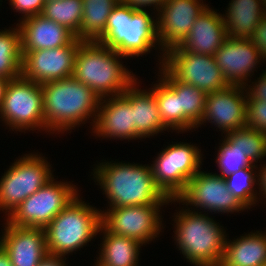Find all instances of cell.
<instances>
[{
  "instance_id": "cell-37",
  "label": "cell",
  "mask_w": 266,
  "mask_h": 266,
  "mask_svg": "<svg viewBox=\"0 0 266 266\" xmlns=\"http://www.w3.org/2000/svg\"><path fill=\"white\" fill-rule=\"evenodd\" d=\"M255 47L260 51V54L266 61V14L261 18L259 24L254 30V33L249 38Z\"/></svg>"
},
{
  "instance_id": "cell-39",
  "label": "cell",
  "mask_w": 266,
  "mask_h": 266,
  "mask_svg": "<svg viewBox=\"0 0 266 266\" xmlns=\"http://www.w3.org/2000/svg\"><path fill=\"white\" fill-rule=\"evenodd\" d=\"M65 256L53 255L47 253L38 263L37 266H67Z\"/></svg>"
},
{
  "instance_id": "cell-42",
  "label": "cell",
  "mask_w": 266,
  "mask_h": 266,
  "mask_svg": "<svg viewBox=\"0 0 266 266\" xmlns=\"http://www.w3.org/2000/svg\"><path fill=\"white\" fill-rule=\"evenodd\" d=\"M7 83H8V80L0 78V110L2 107L4 92H5Z\"/></svg>"
},
{
  "instance_id": "cell-23",
  "label": "cell",
  "mask_w": 266,
  "mask_h": 266,
  "mask_svg": "<svg viewBox=\"0 0 266 266\" xmlns=\"http://www.w3.org/2000/svg\"><path fill=\"white\" fill-rule=\"evenodd\" d=\"M228 237L219 266H266V230Z\"/></svg>"
},
{
  "instance_id": "cell-9",
  "label": "cell",
  "mask_w": 266,
  "mask_h": 266,
  "mask_svg": "<svg viewBox=\"0 0 266 266\" xmlns=\"http://www.w3.org/2000/svg\"><path fill=\"white\" fill-rule=\"evenodd\" d=\"M0 119L12 131H45L42 84L22 76L8 80Z\"/></svg>"
},
{
  "instance_id": "cell-17",
  "label": "cell",
  "mask_w": 266,
  "mask_h": 266,
  "mask_svg": "<svg viewBox=\"0 0 266 266\" xmlns=\"http://www.w3.org/2000/svg\"><path fill=\"white\" fill-rule=\"evenodd\" d=\"M216 64L229 85L250 84L255 69L264 60L249 38L228 37L214 53ZM251 75V76H250ZM249 80V81H248Z\"/></svg>"
},
{
  "instance_id": "cell-4",
  "label": "cell",
  "mask_w": 266,
  "mask_h": 266,
  "mask_svg": "<svg viewBox=\"0 0 266 266\" xmlns=\"http://www.w3.org/2000/svg\"><path fill=\"white\" fill-rule=\"evenodd\" d=\"M127 57L97 41H82L74 58L73 77L100 98L123 94L138 78L124 66ZM121 60V61H120Z\"/></svg>"
},
{
  "instance_id": "cell-29",
  "label": "cell",
  "mask_w": 266,
  "mask_h": 266,
  "mask_svg": "<svg viewBox=\"0 0 266 266\" xmlns=\"http://www.w3.org/2000/svg\"><path fill=\"white\" fill-rule=\"evenodd\" d=\"M20 30L9 27L0 31V78L12 80L21 76Z\"/></svg>"
},
{
  "instance_id": "cell-36",
  "label": "cell",
  "mask_w": 266,
  "mask_h": 266,
  "mask_svg": "<svg viewBox=\"0 0 266 266\" xmlns=\"http://www.w3.org/2000/svg\"><path fill=\"white\" fill-rule=\"evenodd\" d=\"M254 81H252L250 85H244L247 93V100L266 101V69L265 71L263 70V73Z\"/></svg>"
},
{
  "instance_id": "cell-32",
  "label": "cell",
  "mask_w": 266,
  "mask_h": 266,
  "mask_svg": "<svg viewBox=\"0 0 266 266\" xmlns=\"http://www.w3.org/2000/svg\"><path fill=\"white\" fill-rule=\"evenodd\" d=\"M224 136L254 164L266 158V133L245 126Z\"/></svg>"
},
{
  "instance_id": "cell-12",
  "label": "cell",
  "mask_w": 266,
  "mask_h": 266,
  "mask_svg": "<svg viewBox=\"0 0 266 266\" xmlns=\"http://www.w3.org/2000/svg\"><path fill=\"white\" fill-rule=\"evenodd\" d=\"M162 206L136 205L101 210V226L109 233L149 244L159 237L163 226Z\"/></svg>"
},
{
  "instance_id": "cell-20",
  "label": "cell",
  "mask_w": 266,
  "mask_h": 266,
  "mask_svg": "<svg viewBox=\"0 0 266 266\" xmlns=\"http://www.w3.org/2000/svg\"><path fill=\"white\" fill-rule=\"evenodd\" d=\"M228 38L221 13L209 6L195 20L184 40L170 49H183L196 54L214 55Z\"/></svg>"
},
{
  "instance_id": "cell-8",
  "label": "cell",
  "mask_w": 266,
  "mask_h": 266,
  "mask_svg": "<svg viewBox=\"0 0 266 266\" xmlns=\"http://www.w3.org/2000/svg\"><path fill=\"white\" fill-rule=\"evenodd\" d=\"M202 156L199 146L191 142L168 144L150 163L155 184L169 199H176L202 169Z\"/></svg>"
},
{
  "instance_id": "cell-40",
  "label": "cell",
  "mask_w": 266,
  "mask_h": 266,
  "mask_svg": "<svg viewBox=\"0 0 266 266\" xmlns=\"http://www.w3.org/2000/svg\"><path fill=\"white\" fill-rule=\"evenodd\" d=\"M260 165L261 166L258 167L259 169H258V187H257V189H259L258 193L259 201L260 199L262 200V196L263 199L265 198L266 200V163Z\"/></svg>"
},
{
  "instance_id": "cell-41",
  "label": "cell",
  "mask_w": 266,
  "mask_h": 266,
  "mask_svg": "<svg viewBox=\"0 0 266 266\" xmlns=\"http://www.w3.org/2000/svg\"><path fill=\"white\" fill-rule=\"evenodd\" d=\"M0 266H12L8 253L0 245Z\"/></svg>"
},
{
  "instance_id": "cell-11",
  "label": "cell",
  "mask_w": 266,
  "mask_h": 266,
  "mask_svg": "<svg viewBox=\"0 0 266 266\" xmlns=\"http://www.w3.org/2000/svg\"><path fill=\"white\" fill-rule=\"evenodd\" d=\"M175 202L179 203V205H186L188 210L194 209V212H207V214H213L214 212V214L227 213L228 215L229 213L248 211L230 192L224 177L218 175V173L212 174V172L204 170H200L188 182L186 189L176 199L169 200L171 204H175Z\"/></svg>"
},
{
  "instance_id": "cell-38",
  "label": "cell",
  "mask_w": 266,
  "mask_h": 266,
  "mask_svg": "<svg viewBox=\"0 0 266 266\" xmlns=\"http://www.w3.org/2000/svg\"><path fill=\"white\" fill-rule=\"evenodd\" d=\"M164 1L165 0H125L124 2L137 9H146L147 6L149 8L153 6L151 9H156L155 12H157Z\"/></svg>"
},
{
  "instance_id": "cell-35",
  "label": "cell",
  "mask_w": 266,
  "mask_h": 266,
  "mask_svg": "<svg viewBox=\"0 0 266 266\" xmlns=\"http://www.w3.org/2000/svg\"><path fill=\"white\" fill-rule=\"evenodd\" d=\"M46 0H9V5L16 12L21 13L22 21L26 18L33 17L42 13Z\"/></svg>"
},
{
  "instance_id": "cell-21",
  "label": "cell",
  "mask_w": 266,
  "mask_h": 266,
  "mask_svg": "<svg viewBox=\"0 0 266 266\" xmlns=\"http://www.w3.org/2000/svg\"><path fill=\"white\" fill-rule=\"evenodd\" d=\"M21 51L53 49L69 45L76 36L65 26L39 14L19 20Z\"/></svg>"
},
{
  "instance_id": "cell-2",
  "label": "cell",
  "mask_w": 266,
  "mask_h": 266,
  "mask_svg": "<svg viewBox=\"0 0 266 266\" xmlns=\"http://www.w3.org/2000/svg\"><path fill=\"white\" fill-rule=\"evenodd\" d=\"M42 93L45 133H71L91 119L93 129L101 98L90 87L72 76L43 83Z\"/></svg>"
},
{
  "instance_id": "cell-10",
  "label": "cell",
  "mask_w": 266,
  "mask_h": 266,
  "mask_svg": "<svg viewBox=\"0 0 266 266\" xmlns=\"http://www.w3.org/2000/svg\"><path fill=\"white\" fill-rule=\"evenodd\" d=\"M55 180L27 197L5 220L14 226L44 229L79 194L70 181Z\"/></svg>"
},
{
  "instance_id": "cell-28",
  "label": "cell",
  "mask_w": 266,
  "mask_h": 266,
  "mask_svg": "<svg viewBox=\"0 0 266 266\" xmlns=\"http://www.w3.org/2000/svg\"><path fill=\"white\" fill-rule=\"evenodd\" d=\"M83 18L80 32L76 36L81 41H97L104 33L108 17L118 0H82Z\"/></svg>"
},
{
  "instance_id": "cell-27",
  "label": "cell",
  "mask_w": 266,
  "mask_h": 266,
  "mask_svg": "<svg viewBox=\"0 0 266 266\" xmlns=\"http://www.w3.org/2000/svg\"><path fill=\"white\" fill-rule=\"evenodd\" d=\"M151 88L155 95L157 106L160 113V118L163 124L173 130L171 133H185L195 128L179 113V104L176 92L159 76ZM153 87V88H152Z\"/></svg>"
},
{
  "instance_id": "cell-24",
  "label": "cell",
  "mask_w": 266,
  "mask_h": 266,
  "mask_svg": "<svg viewBox=\"0 0 266 266\" xmlns=\"http://www.w3.org/2000/svg\"><path fill=\"white\" fill-rule=\"evenodd\" d=\"M222 14L228 37L250 38L266 14L263 0H231Z\"/></svg>"
},
{
  "instance_id": "cell-15",
  "label": "cell",
  "mask_w": 266,
  "mask_h": 266,
  "mask_svg": "<svg viewBox=\"0 0 266 266\" xmlns=\"http://www.w3.org/2000/svg\"><path fill=\"white\" fill-rule=\"evenodd\" d=\"M208 7L203 0H165L156 14L157 34L164 52L178 46Z\"/></svg>"
},
{
  "instance_id": "cell-14",
  "label": "cell",
  "mask_w": 266,
  "mask_h": 266,
  "mask_svg": "<svg viewBox=\"0 0 266 266\" xmlns=\"http://www.w3.org/2000/svg\"><path fill=\"white\" fill-rule=\"evenodd\" d=\"M81 42L75 38L63 47L21 51V76L38 84L72 77L74 58Z\"/></svg>"
},
{
  "instance_id": "cell-16",
  "label": "cell",
  "mask_w": 266,
  "mask_h": 266,
  "mask_svg": "<svg viewBox=\"0 0 266 266\" xmlns=\"http://www.w3.org/2000/svg\"><path fill=\"white\" fill-rule=\"evenodd\" d=\"M247 93L244 86L229 85L221 91L208 93L205 111L198 127L211 123L222 135L246 126Z\"/></svg>"
},
{
  "instance_id": "cell-1",
  "label": "cell",
  "mask_w": 266,
  "mask_h": 266,
  "mask_svg": "<svg viewBox=\"0 0 266 266\" xmlns=\"http://www.w3.org/2000/svg\"><path fill=\"white\" fill-rule=\"evenodd\" d=\"M91 173L106 195L109 208L169 205L170 199L155 184L149 164L111 160L99 162Z\"/></svg>"
},
{
  "instance_id": "cell-34",
  "label": "cell",
  "mask_w": 266,
  "mask_h": 266,
  "mask_svg": "<svg viewBox=\"0 0 266 266\" xmlns=\"http://www.w3.org/2000/svg\"><path fill=\"white\" fill-rule=\"evenodd\" d=\"M246 126L266 133V101L247 100Z\"/></svg>"
},
{
  "instance_id": "cell-43",
  "label": "cell",
  "mask_w": 266,
  "mask_h": 266,
  "mask_svg": "<svg viewBox=\"0 0 266 266\" xmlns=\"http://www.w3.org/2000/svg\"><path fill=\"white\" fill-rule=\"evenodd\" d=\"M263 4H264L265 12H266V0H263Z\"/></svg>"
},
{
  "instance_id": "cell-25",
  "label": "cell",
  "mask_w": 266,
  "mask_h": 266,
  "mask_svg": "<svg viewBox=\"0 0 266 266\" xmlns=\"http://www.w3.org/2000/svg\"><path fill=\"white\" fill-rule=\"evenodd\" d=\"M98 234L103 237L100 244V253L96 257L98 266H138L141 246L139 241L129 237L107 232L102 226Z\"/></svg>"
},
{
  "instance_id": "cell-5",
  "label": "cell",
  "mask_w": 266,
  "mask_h": 266,
  "mask_svg": "<svg viewBox=\"0 0 266 266\" xmlns=\"http://www.w3.org/2000/svg\"><path fill=\"white\" fill-rule=\"evenodd\" d=\"M172 217L174 241L187 262L193 266H219L228 236L222 225L207 213L185 206Z\"/></svg>"
},
{
  "instance_id": "cell-30",
  "label": "cell",
  "mask_w": 266,
  "mask_h": 266,
  "mask_svg": "<svg viewBox=\"0 0 266 266\" xmlns=\"http://www.w3.org/2000/svg\"><path fill=\"white\" fill-rule=\"evenodd\" d=\"M47 19L65 26L75 36L80 32L83 18L82 0H54L47 1L41 13Z\"/></svg>"
},
{
  "instance_id": "cell-3",
  "label": "cell",
  "mask_w": 266,
  "mask_h": 266,
  "mask_svg": "<svg viewBox=\"0 0 266 266\" xmlns=\"http://www.w3.org/2000/svg\"><path fill=\"white\" fill-rule=\"evenodd\" d=\"M148 12L146 9H137L124 1H119L108 17L105 33L97 42L127 58L143 56L154 48L158 49V65L161 67L165 52L158 40L155 18L157 12H154V17Z\"/></svg>"
},
{
  "instance_id": "cell-26",
  "label": "cell",
  "mask_w": 266,
  "mask_h": 266,
  "mask_svg": "<svg viewBox=\"0 0 266 266\" xmlns=\"http://www.w3.org/2000/svg\"><path fill=\"white\" fill-rule=\"evenodd\" d=\"M160 76L177 94L179 113L196 129L203 118L207 93L178 81L163 65L158 67Z\"/></svg>"
},
{
  "instance_id": "cell-31",
  "label": "cell",
  "mask_w": 266,
  "mask_h": 266,
  "mask_svg": "<svg viewBox=\"0 0 266 266\" xmlns=\"http://www.w3.org/2000/svg\"><path fill=\"white\" fill-rule=\"evenodd\" d=\"M250 166L224 177L230 192L249 210L257 206L259 197L257 196L256 185H258V167ZM255 170V171H254ZM256 184V185H255ZM256 189V190H255Z\"/></svg>"
},
{
  "instance_id": "cell-33",
  "label": "cell",
  "mask_w": 266,
  "mask_h": 266,
  "mask_svg": "<svg viewBox=\"0 0 266 266\" xmlns=\"http://www.w3.org/2000/svg\"><path fill=\"white\" fill-rule=\"evenodd\" d=\"M217 148L216 164L222 177L238 172L243 168L256 166L242 151L235 148L231 142L223 136Z\"/></svg>"
},
{
  "instance_id": "cell-6",
  "label": "cell",
  "mask_w": 266,
  "mask_h": 266,
  "mask_svg": "<svg viewBox=\"0 0 266 266\" xmlns=\"http://www.w3.org/2000/svg\"><path fill=\"white\" fill-rule=\"evenodd\" d=\"M79 195L44 228L48 253L68 256L97 237L101 209L86 203Z\"/></svg>"
},
{
  "instance_id": "cell-13",
  "label": "cell",
  "mask_w": 266,
  "mask_h": 266,
  "mask_svg": "<svg viewBox=\"0 0 266 266\" xmlns=\"http://www.w3.org/2000/svg\"><path fill=\"white\" fill-rule=\"evenodd\" d=\"M163 66L178 80L212 93L229 86L214 55L196 54L183 49L165 52Z\"/></svg>"
},
{
  "instance_id": "cell-22",
  "label": "cell",
  "mask_w": 266,
  "mask_h": 266,
  "mask_svg": "<svg viewBox=\"0 0 266 266\" xmlns=\"http://www.w3.org/2000/svg\"><path fill=\"white\" fill-rule=\"evenodd\" d=\"M137 80L122 94L132 105L135 135L141 140L169 129L163 124L157 100L150 89H139Z\"/></svg>"
},
{
  "instance_id": "cell-7",
  "label": "cell",
  "mask_w": 266,
  "mask_h": 266,
  "mask_svg": "<svg viewBox=\"0 0 266 266\" xmlns=\"http://www.w3.org/2000/svg\"><path fill=\"white\" fill-rule=\"evenodd\" d=\"M22 156L11 163L0 179V211L4 212L6 218L27 197L55 177L50 162L43 154L29 153Z\"/></svg>"
},
{
  "instance_id": "cell-18",
  "label": "cell",
  "mask_w": 266,
  "mask_h": 266,
  "mask_svg": "<svg viewBox=\"0 0 266 266\" xmlns=\"http://www.w3.org/2000/svg\"><path fill=\"white\" fill-rule=\"evenodd\" d=\"M3 225L0 245L8 253L12 266H37L48 253L43 228Z\"/></svg>"
},
{
  "instance_id": "cell-19",
  "label": "cell",
  "mask_w": 266,
  "mask_h": 266,
  "mask_svg": "<svg viewBox=\"0 0 266 266\" xmlns=\"http://www.w3.org/2000/svg\"><path fill=\"white\" fill-rule=\"evenodd\" d=\"M92 134L110 140L139 139L135 135L132 105L122 94L101 98Z\"/></svg>"
}]
</instances>
